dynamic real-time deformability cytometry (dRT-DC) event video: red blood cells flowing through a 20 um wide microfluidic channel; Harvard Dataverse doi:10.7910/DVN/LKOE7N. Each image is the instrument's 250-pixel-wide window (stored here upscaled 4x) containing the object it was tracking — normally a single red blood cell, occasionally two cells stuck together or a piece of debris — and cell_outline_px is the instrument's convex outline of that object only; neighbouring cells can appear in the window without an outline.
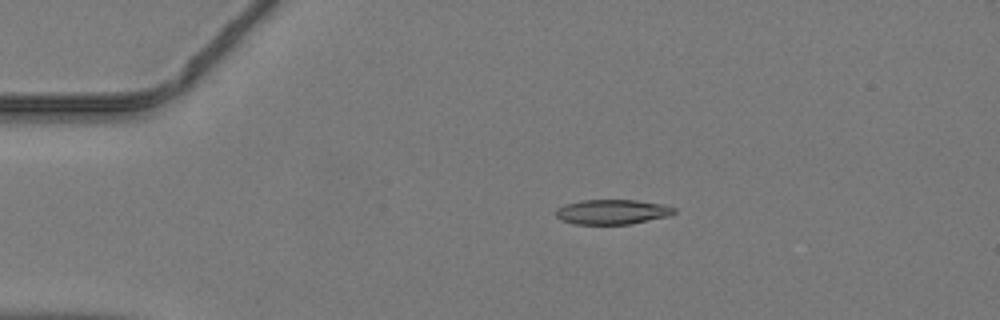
{"species": "common noctule bat (a hibernating species)", "species_latin": "Nyctalus noctula", "temperature_condition": "warm", "stored_images_in_passage": 28, "camera_frame_rate_fps": 3000, "um_per_image_px": 0.085, "animal": {"sex": "male", "body_mass_g": 19.2, "forearm_length_mm": 51.8}, "frame": {"image": 1, "passage_image": 1, "time_ms": 0.0, "image_size_px": [1000, 320], "cell_outline_px": [[676, 212], [672, 216], [628, 224], [576, 224], [560, 220], [556, 216], [556, 208], [564, 204], [580, 200], [636, 200], [664, 204], [676, 208]], "centroid_in_image_um": [52.06, 18.0], "position_along_channel_um": 32.9, "area_um2": 17.34}}
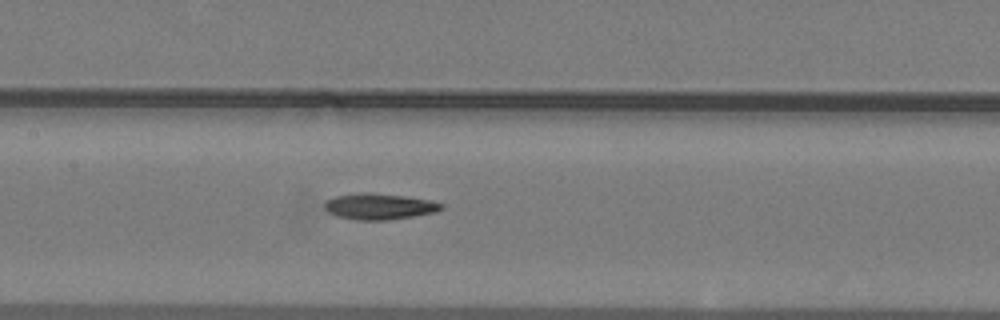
{"frame": {"image": 2, "passage_image": 14, "time_ms": 4.333, "image_size_px": [1000, 320], "cell_outline_px": [[444, 208], [436, 212], [388, 220], [356, 220], [336, 216], [328, 212], [324, 208], [324, 204], [328, 200], [336, 196], [360, 192], [368, 192], [404, 196], [428, 200], [444, 204]], "centroid_in_image_um": [32.23, 17.55], "position_along_channel_um": 175.2, "area_um2": 17.69}}
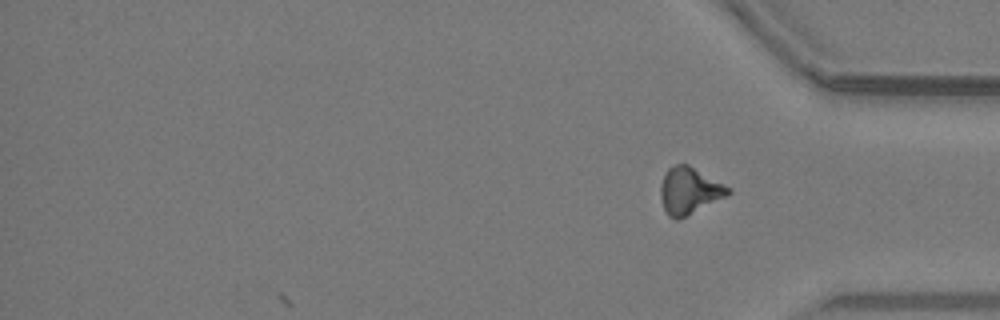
{"frame": {"image": 3, "passage_image": 28, "time_ms": 9.0, "image_size_px": [1000, 320], "cell_outline_px": [[732, 192], [728, 196], [676, 220], [668, 216], [664, 208], [660, 196], [660, 184], [668, 168], [676, 164], [688, 164], [732, 188]], "centroid_in_image_um": [58.61, 16.2], "position_along_channel_um": 376.6, "area_um2": 18.38}}